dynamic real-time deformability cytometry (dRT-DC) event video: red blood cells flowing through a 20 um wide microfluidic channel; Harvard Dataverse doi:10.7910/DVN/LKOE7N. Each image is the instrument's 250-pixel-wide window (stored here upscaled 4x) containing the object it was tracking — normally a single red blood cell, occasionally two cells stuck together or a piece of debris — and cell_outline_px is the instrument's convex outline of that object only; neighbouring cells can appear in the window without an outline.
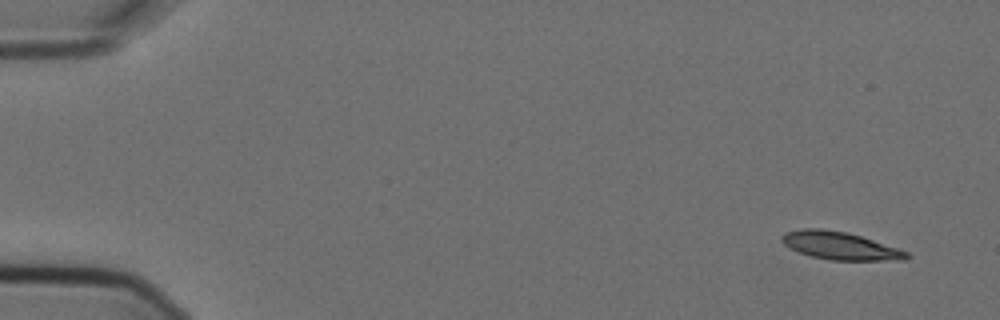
{"species": "Egyptian fruit bat (a non-hibernating species)", "species_latin": "Rousettus aegyptiacus", "temperature_condition": "cold", "stored_images_in_passage": 6, "segment_of_instrument_passage": [2, 2], "camera_frame_rate_fps": 3000, "um_per_image_px": 0.085, "animal": {"sex": "female"}, "frame": {"image": 1, "passage_image": 6, "time_ms": 1.667, "image_size_px": [1000, 320], "cell_outline_px": [[908, 256], [904, 260], [832, 260], [812, 256], [800, 252], [784, 244], [780, 240], [780, 236], [784, 232], [804, 228], [820, 228], [848, 232], [908, 252]], "centroid_in_image_um": [71.35, 20.87], "position_along_channel_um": 13.7, "area_um2": 19.88}}